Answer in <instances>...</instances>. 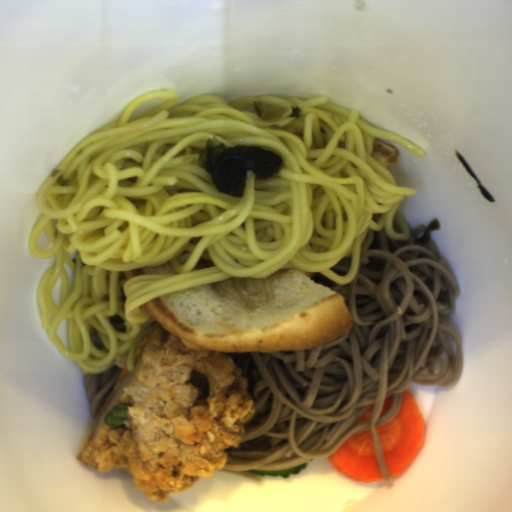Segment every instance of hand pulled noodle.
<instances>
[{
    "label": "hand pulled noodle",
    "mask_w": 512,
    "mask_h": 512,
    "mask_svg": "<svg viewBox=\"0 0 512 512\" xmlns=\"http://www.w3.org/2000/svg\"><path fill=\"white\" fill-rule=\"evenodd\" d=\"M171 90L137 96L83 137L36 195L29 246L54 262L37 284L41 327L81 372L111 370L161 326L141 305L230 278L279 269L353 283L374 232L411 239L397 186L371 155L375 139L417 157L412 141L376 128L328 95L258 94L225 101ZM283 157L267 180L247 171L242 195L201 169L208 137Z\"/></svg>",
    "instance_id": "14784b9a"
}]
</instances>
